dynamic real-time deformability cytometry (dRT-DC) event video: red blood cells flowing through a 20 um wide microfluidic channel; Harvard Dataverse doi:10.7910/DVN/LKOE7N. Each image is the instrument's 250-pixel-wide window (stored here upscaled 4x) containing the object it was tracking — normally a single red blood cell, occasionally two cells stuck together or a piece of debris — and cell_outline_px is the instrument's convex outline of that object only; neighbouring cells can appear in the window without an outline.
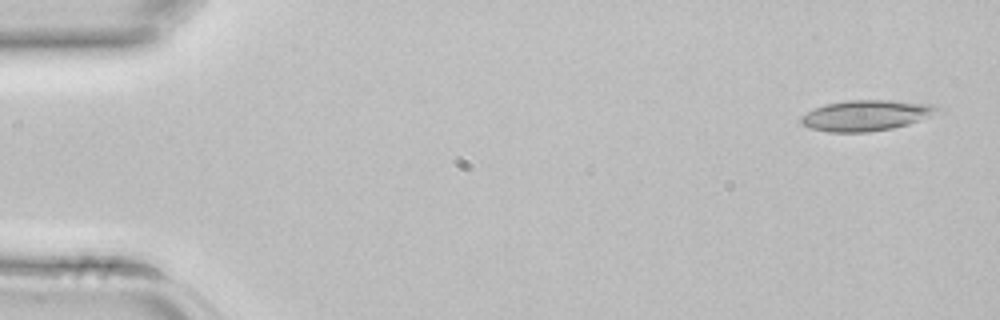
{"species": "common noctule bat (a hibernating species)", "species_latin": "Nyctalus noctula", "temperature_condition": "room temperature", "stored_images_in_passage": 4, "segment_of_instrument_passage": [1, 2], "camera_frame_rate_fps": 3000, "um_per_image_px": 0.085, "animal": {"sex": "female", "body_mass_g": 22.7, "forearm_length_mm": 54.2}, "frame": {"image": 1, "passage_image": 1, "time_ms": 0.0, "image_size_px": [1000, 320], "cell_outline_px": [[944, 112], [908, 124], [892, 128], [868, 132], [828, 132], [812, 128], [800, 124], [800, 116], [824, 104], [848, 100], [892, 100], [936, 104], [944, 108]], "centroid_in_image_um": [73.72, 9.8], "position_along_channel_um": 11.3, "area_um2": 24.8}}